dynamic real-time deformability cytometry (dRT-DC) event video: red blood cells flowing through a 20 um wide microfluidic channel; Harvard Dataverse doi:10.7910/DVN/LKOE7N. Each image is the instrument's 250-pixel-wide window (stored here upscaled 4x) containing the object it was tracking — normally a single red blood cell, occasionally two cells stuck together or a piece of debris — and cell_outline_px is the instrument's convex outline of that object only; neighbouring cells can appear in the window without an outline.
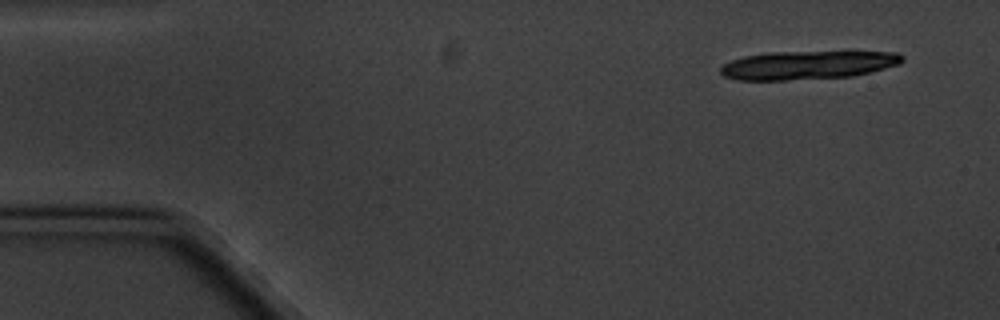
{"species": "common noctule bat (a hibernating species)", "species_latin": "Nyctalus noctula", "temperature_condition": "cold", "stored_images_in_passage": 5, "segment_of_instrument_passage": [1, 2], "camera_frame_rate_fps": 3000, "um_per_image_px": 0.085, "animal": {"sex": "male", "body_mass_g": 20.1, "forearm_length_mm": 53.5}, "frame": {"image": 1, "passage_image": 1, "time_ms": 0.0, "image_size_px": [1000, 320], "cell_outline_px": [[904, 60], [900, 64], [852, 76], [784, 80], [736, 80], [724, 76], [720, 72], [720, 68], [724, 64], [732, 60], [744, 56], [768, 52], [900, 52], [904, 56]], "centroid_in_image_um": [68.64, 5.53], "position_along_channel_um": 16.4, "area_um2": 30.0}}
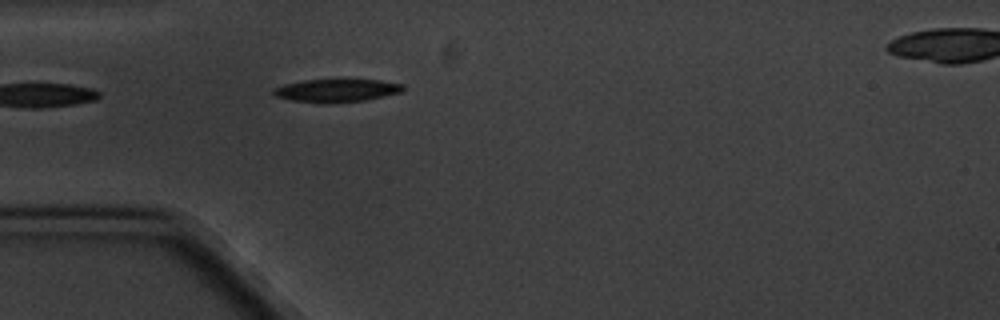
{"frame": {"image": 2, "passage_image": 4, "time_ms": 4.333, "image_size_px": [1000, 320], "cell_outline_px": [[404, 88], [400, 92], [364, 100], [320, 104], [292, 100], [276, 96], [272, 92], [272, 88], [284, 84], [304, 80], [336, 76], [344, 76], [380, 80], [404, 84]], "centroid_in_image_um": [28.59, 7.63], "position_along_channel_um": 56.4, "area_um2": 18.44}}